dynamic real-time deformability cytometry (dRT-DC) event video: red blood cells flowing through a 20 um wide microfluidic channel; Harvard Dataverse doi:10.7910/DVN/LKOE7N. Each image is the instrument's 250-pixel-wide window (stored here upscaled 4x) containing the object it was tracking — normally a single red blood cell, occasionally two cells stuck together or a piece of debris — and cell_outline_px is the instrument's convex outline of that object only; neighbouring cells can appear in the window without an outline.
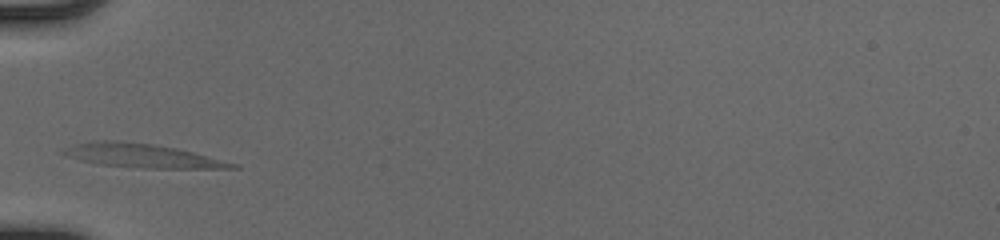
{"species": "human", "species_latin": "Homo sapiens", "temperature_condition": "cold", "stored_images_in_passage": 26, "camera_frame_rate_fps": 3000, "um_per_image_px": 0.085, "donor": {"sex": "male"}, "frame": {"image": 1, "passage_image": 1, "time_ms": 0.0, "image_size_px": [1000, 240], "cell_outline_px": [[240, 168], [144, 168], [96, 164], [64, 156], [60, 152], [64, 148], [72, 144], [100, 140], [112, 140], [152, 144], [176, 148], [240, 164]], "centroid_in_image_um": [12.02, 13.24], "position_along_channel_um": 73.0, "area_um2": 23.41}}
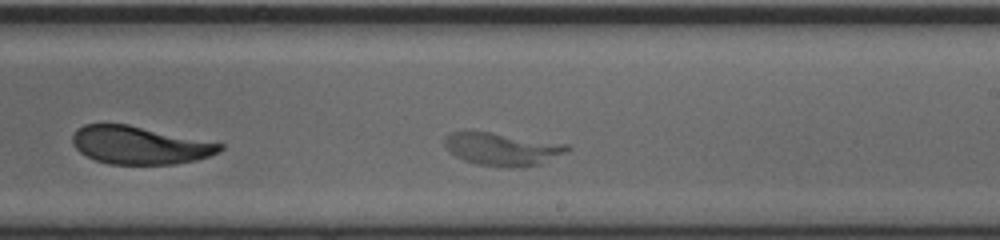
{"frame": {"image": 2, "passage_image": 14, "time_ms": 4.333, "image_size_px": [1000, 240], "cell_outline_px": [[572, 148], [568, 152], [540, 164], [520, 168], [500, 168], [476, 164], [464, 160], [448, 152], [444, 144], [444, 136], [448, 132], [492, 132], [568, 144]], "centroid_in_image_um": [42.69, 12.69], "position_along_channel_um": 246.3, "area_um2": 23.87}}
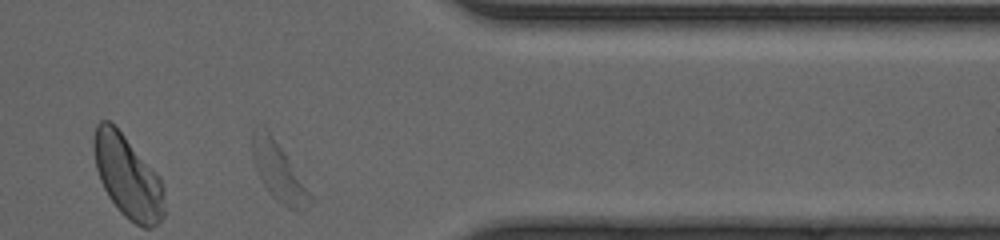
{"frame": {"image": 3, "passage_image": 25, "time_ms": 8.0, "image_size_px": [1000, 240], "cell_outline_px": [[316, 200], [304, 208], [288, 208], [276, 200], [268, 192], [260, 180], [252, 156], [252, 128], [256, 124], [268, 128]], "centroid_in_image_um": [23.65, 14.54], "position_along_channel_um": 387.7, "area_um2": 19.77}}